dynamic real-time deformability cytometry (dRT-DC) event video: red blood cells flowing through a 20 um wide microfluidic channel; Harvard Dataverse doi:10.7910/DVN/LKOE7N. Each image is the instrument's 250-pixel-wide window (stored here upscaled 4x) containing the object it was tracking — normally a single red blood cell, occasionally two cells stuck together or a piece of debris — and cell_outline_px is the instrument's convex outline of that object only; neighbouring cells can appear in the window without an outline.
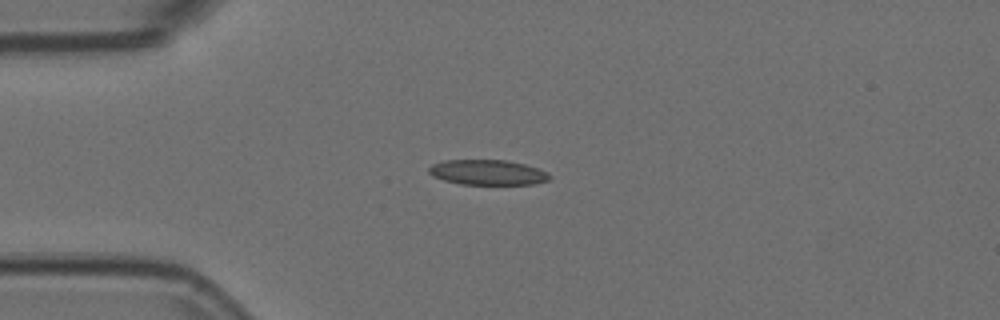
{"species": "Egyptian fruit bat (a non-hibernating species)", "species_latin": "Rousettus aegyptiacus", "temperature_condition": "room temperature", "stored_images_in_passage": 3, "camera_frame_rate_fps": 3000, "um_per_image_px": 0.085, "animal": {"sex": "female"}, "frame": {"image": 1, "passage_image": 1, "time_ms": 0.0, "image_size_px": [1000, 320], "cell_outline_px": [[552, 176], [548, 180], [536, 184], [460, 184], [444, 180], [432, 176], [428, 172], [428, 168], [432, 164], [444, 160], [508, 160], [540, 168], [548, 172]], "centroid_in_image_um": [41.47, 14.65], "position_along_channel_um": 43.5, "area_um2": 17.86}}
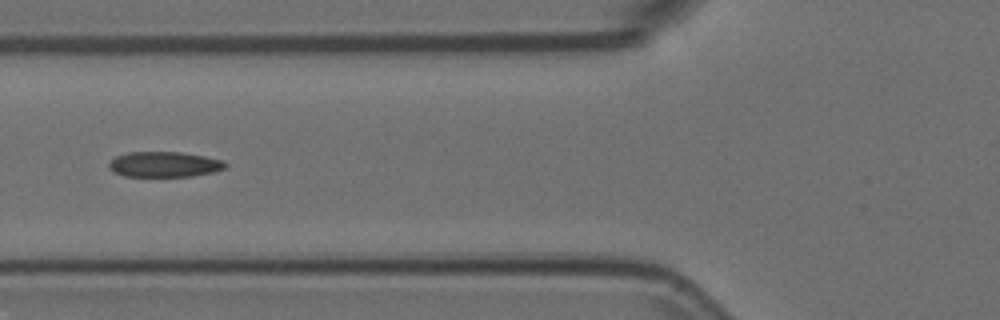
{"frame": {"image": 2, "passage_image": 3, "time_ms": 0.667, "image_size_px": [1000, 320], "cell_outline_px": [[228, 164], [224, 168], [212, 172], [192, 176], [124, 176], [112, 172], [108, 168], [108, 160], [116, 156], [128, 152], [180, 152], [204, 156], [224, 160]], "centroid_in_image_um": [13.92, 13.97], "position_along_channel_um": 111.9, "area_um2": 17.34}}